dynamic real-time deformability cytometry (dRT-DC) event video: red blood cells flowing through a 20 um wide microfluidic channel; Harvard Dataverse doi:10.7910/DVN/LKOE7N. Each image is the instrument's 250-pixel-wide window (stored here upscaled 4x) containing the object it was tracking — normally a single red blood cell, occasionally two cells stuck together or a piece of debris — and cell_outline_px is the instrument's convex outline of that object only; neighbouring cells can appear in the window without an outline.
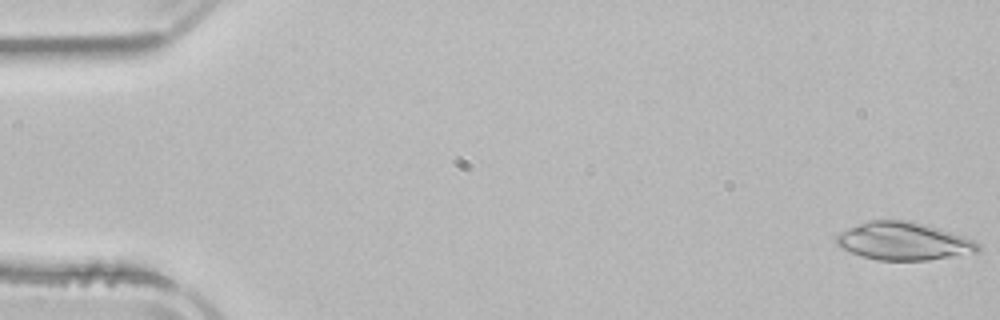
{"species": "common noctule bat (a hibernating species)", "species_latin": "Nyctalus noctula", "temperature_condition": "room temperature", "stored_images_in_passage": 52, "camera_frame_rate_fps": 3000, "um_per_image_px": 0.085, "animal": {"sex": "male", "body_mass_g": 21.5, "forearm_length_mm": 52.0}, "frame": {"image": 1, "passage_image": 1, "time_ms": 0.0, "image_size_px": [1000, 320], "cell_outline_px": [[980, 252], [928, 260], [876, 260], [860, 256], [840, 248], [836, 244], [836, 236], [840, 232], [856, 224], [868, 220], [908, 220], [924, 224], [964, 236], [980, 244]], "centroid_in_image_um": [76.78, 20.5], "position_along_channel_um": 8.2, "area_um2": 31.39}}
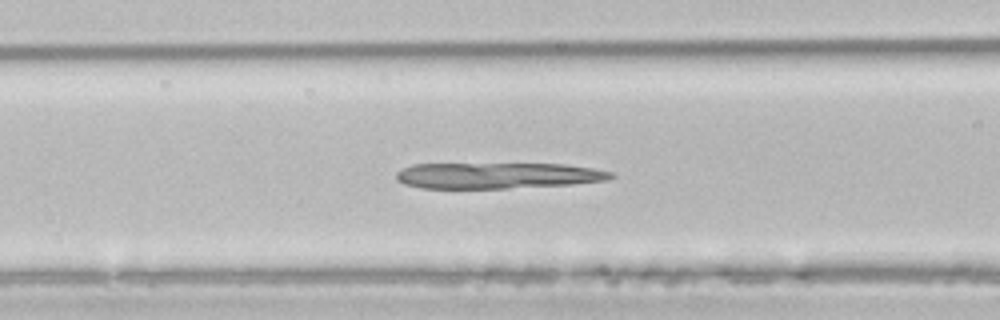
{"frame": {"image": 2, "passage_image": 21, "time_ms": 6.667, "image_size_px": [1000, 320], "cell_outline_px": [[616, 176], [608, 180], [572, 184], [508, 188], [420, 188], [404, 184], [396, 180], [396, 172], [400, 168], [412, 164], [564, 164], [592, 168], [612, 172]], "centroid_in_image_um": [42.26, 14.92], "position_along_channel_um": 124.3, "area_um2": 32.6}}
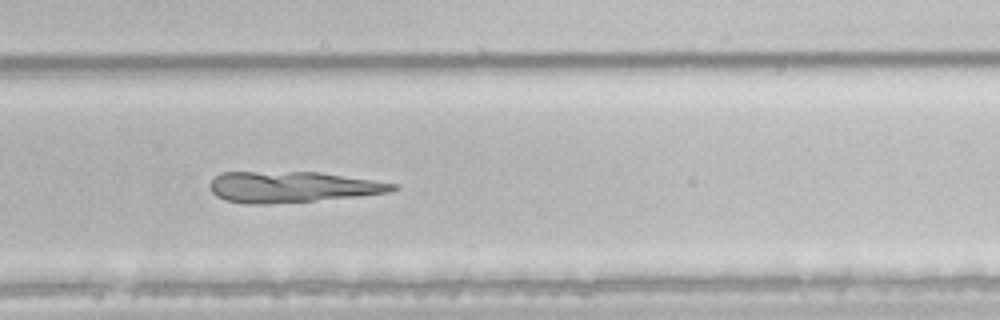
{"frame": {"image": 3, "passage_image": 35, "time_ms": 11.333, "image_size_px": [1000, 320], "cell_outline_px": [[400, 188], [388, 192], [356, 196], [268, 204], [244, 204], [224, 200], [216, 196], [208, 188], [208, 184], [220, 172], [320, 172], [400, 184]], "centroid_in_image_um": [24.8, 15.88], "position_along_channel_um": 305.0, "area_um2": 33.0}}